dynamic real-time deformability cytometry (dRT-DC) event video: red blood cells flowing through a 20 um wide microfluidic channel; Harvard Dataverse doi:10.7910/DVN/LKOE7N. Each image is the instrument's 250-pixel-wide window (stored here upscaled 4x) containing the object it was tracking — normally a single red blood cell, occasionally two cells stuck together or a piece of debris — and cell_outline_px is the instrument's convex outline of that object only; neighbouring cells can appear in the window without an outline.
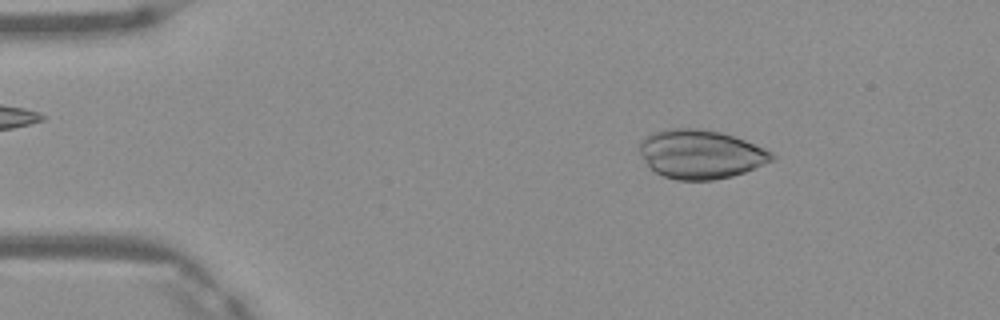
{"species": "Egyptian fruit bat (a non-hibernating species)", "species_latin": "Rousettus aegyptiacus", "temperature_condition": "warm", "stored_images_in_passage": 3, "camera_frame_rate_fps": 3000, "um_per_image_px": 0.085, "frame": {"image": 1, "passage_image": 1, "time_ms": 0.0, "image_size_px": [1000, 320], "cell_outline_px": [[776, 156], [772, 160], [744, 172], [732, 176], [712, 180], [676, 180], [664, 176], [648, 168], [640, 152], [640, 140], [644, 136], [652, 132], [668, 128], [700, 128], [720, 132], [744, 140], [764, 148], [772, 152]], "centroid_in_image_um": [59.5, 13.1], "position_along_channel_um": 25.5, "area_um2": 37.69}}
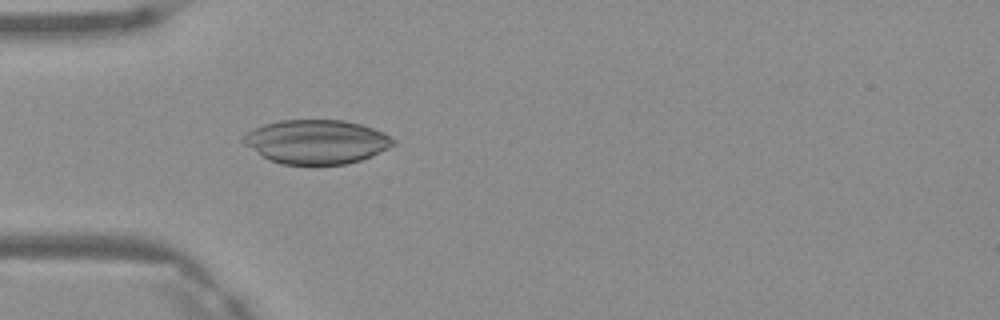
{"frame": {"image": 2, "passage_image": 3, "time_ms": 0.667, "image_size_px": [1000, 320], "cell_outline_px": [[396, 144], [372, 156], [348, 164], [280, 164], [268, 160], [244, 144], [244, 136], [248, 132], [264, 124], [280, 120], [344, 120], [360, 124], [384, 132], [396, 140]], "centroid_in_image_um": [26.93, 12.05], "position_along_channel_um": 58.1, "area_um2": 38.38}}